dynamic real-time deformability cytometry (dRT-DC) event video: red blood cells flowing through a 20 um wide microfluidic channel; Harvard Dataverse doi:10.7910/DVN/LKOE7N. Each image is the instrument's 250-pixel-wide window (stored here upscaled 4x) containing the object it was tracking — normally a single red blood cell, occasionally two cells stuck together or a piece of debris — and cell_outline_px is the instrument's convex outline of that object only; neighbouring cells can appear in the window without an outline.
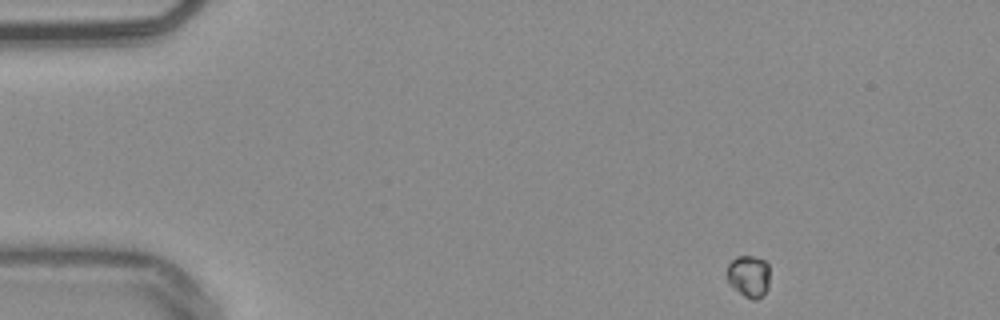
{"species": "common noctule bat (a hibernating species)", "species_latin": "Nyctalus noctula", "temperature_condition": "warm", "stored_images_in_passage": 49, "camera_frame_rate_fps": 3000, "um_per_image_px": 0.085, "animal": {"sex": "male", "body_mass_g": 20.4}, "frame": {"image": 1, "passage_image": 1, "time_ms": 0.0, "image_size_px": [1000, 320], "cell_outline_px": [[768, 288], [756, 300], [752, 300], [744, 296], [728, 284], [728, 264], [736, 256], [752, 256], [764, 260], [768, 264]], "centroid_in_image_um": [63.63, 23.47], "position_along_channel_um": 21.4, "area_um2": 10.35}}
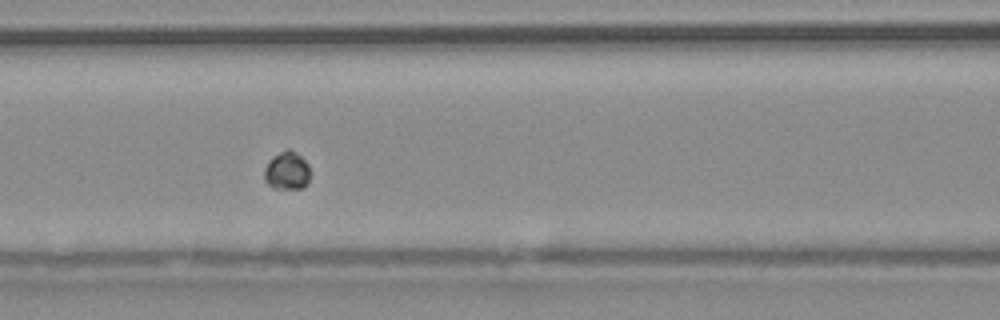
{"frame": {"image": 2, "passage_image": 18, "time_ms": 5.667, "image_size_px": [1000, 320], "cell_outline_px": [[308, 184], [300, 188], [272, 188], [264, 180], [264, 172], [268, 160], [280, 152], [288, 148], [296, 152], [308, 164]], "centroid_in_image_um": [24.36, 14.51], "position_along_channel_um": 142.2, "area_um2": 10.06}}
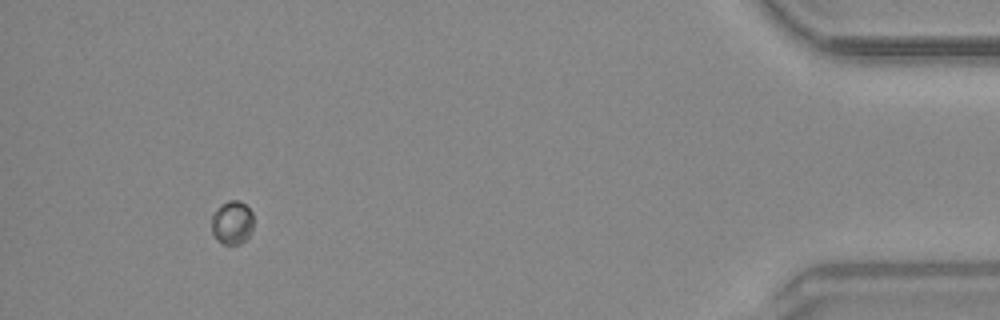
{"frame": {"image": 3, "passage_image": 45, "time_ms": 14.667, "image_size_px": [1000, 320], "cell_outline_px": [[252, 232], [240, 244], [224, 244], [216, 240], [212, 232], [212, 216], [220, 204], [228, 200], [240, 200], [252, 212]], "centroid_in_image_um": [19.72, 18.91], "position_along_channel_um": 415.5, "area_um2": 10.64}}